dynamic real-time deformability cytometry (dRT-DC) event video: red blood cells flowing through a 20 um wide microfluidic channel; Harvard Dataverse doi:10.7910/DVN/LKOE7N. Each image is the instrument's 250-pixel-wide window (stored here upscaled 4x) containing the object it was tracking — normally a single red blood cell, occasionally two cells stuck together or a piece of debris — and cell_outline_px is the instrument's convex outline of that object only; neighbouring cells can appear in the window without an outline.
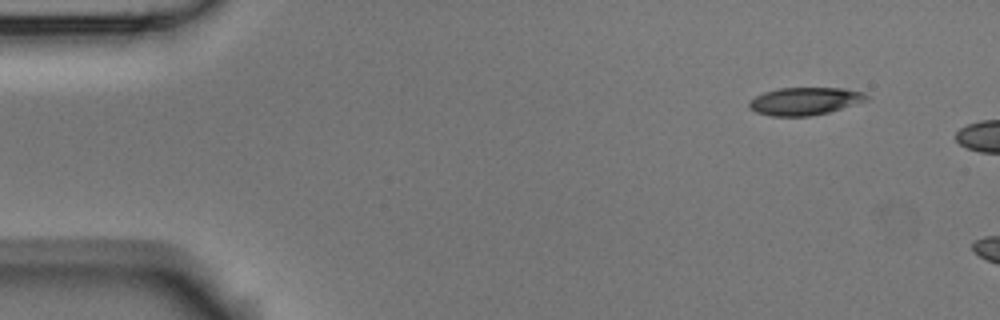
{"species": "Egyptian fruit bat (a non-hibernating species)", "species_latin": "Rousettus aegyptiacus", "temperature_condition": "room temperature", "stored_images_in_passage": 3, "camera_frame_rate_fps": 3000, "um_per_image_px": 0.085, "animal": {"sex": "male"}, "frame": {"image": 1, "passage_image": 1, "time_ms": 0.0, "image_size_px": [1000, 320], "cell_outline_px": [[868, 100], [828, 112], [808, 116], [772, 116], [756, 112], [748, 108], [748, 104], [756, 96], [764, 92], [780, 88], [844, 88], [864, 92], [868, 96]], "centroid_in_image_um": [68.41, 8.59], "position_along_channel_um": 16.6, "area_um2": 18.79}}